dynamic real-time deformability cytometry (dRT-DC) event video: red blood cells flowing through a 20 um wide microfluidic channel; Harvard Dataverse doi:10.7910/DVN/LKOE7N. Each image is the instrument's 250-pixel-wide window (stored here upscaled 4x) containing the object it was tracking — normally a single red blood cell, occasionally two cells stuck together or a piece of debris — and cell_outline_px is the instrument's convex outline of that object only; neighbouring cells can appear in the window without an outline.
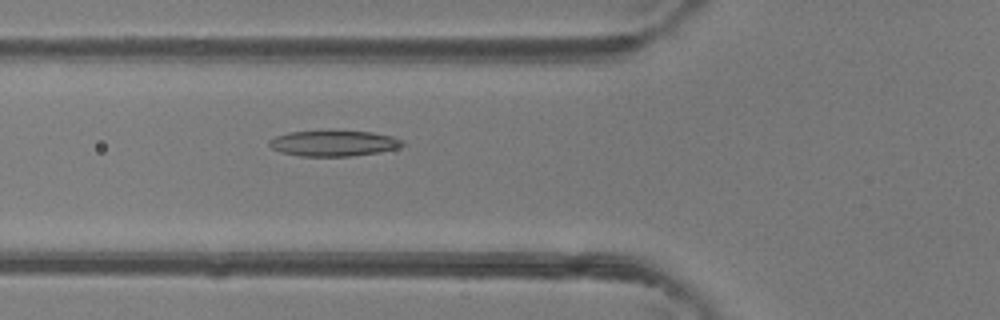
{"species": "common noctule bat (a hibernating species)", "species_latin": "Nyctalus noctula", "temperature_condition": "room temperature", "stored_images_in_passage": 46, "camera_frame_rate_fps": 3000, "um_per_image_px": 0.085, "animal": {"sex": "female"}, "frame": {"image": 1, "passage_image": 17, "time_ms": 5.333, "image_size_px": [1000, 320], "cell_outline_px": [[404, 144], [396, 148], [380, 152], [352, 156], [300, 156], [280, 152], [272, 148], [268, 144], [268, 140], [276, 136], [288, 132], [372, 132], [392, 136], [404, 140]], "centroid_in_image_um": [28.35, 12.2], "position_along_channel_um": 97.4, "area_um2": 19.65}}
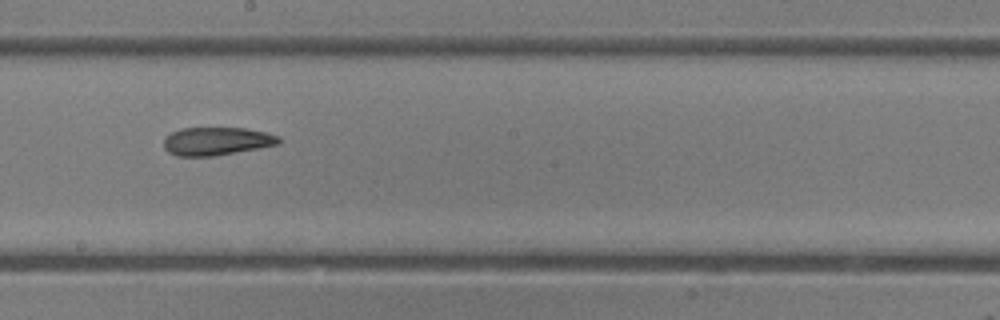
{"frame": {"image": 2, "passage_image": 26, "time_ms": 8.333, "image_size_px": [1000, 320], "cell_outline_px": [[280, 140], [276, 144], [216, 156], [176, 156], [168, 152], [164, 148], [164, 136], [180, 128], [244, 128], [264, 132], [280, 136]], "centroid_in_image_um": [18.34, 12.0], "position_along_channel_um": 229.9, "area_um2": 18.73}}
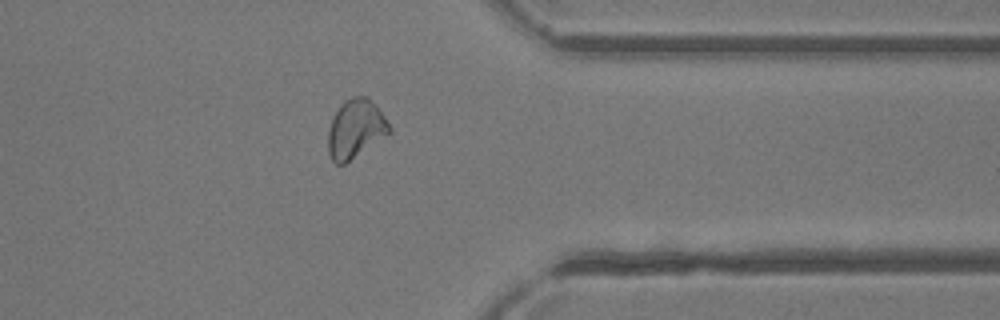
{"frame": {"image": 3, "passage_image": 37, "time_ms": 12.0, "image_size_px": [1000, 320], "cell_outline_px": [[392, 132], [344, 164], [336, 164], [332, 160], [328, 152], [328, 128], [336, 112], [344, 100], [352, 96], [368, 96], [384, 116], [392, 128]], "centroid_in_image_um": [30.23, 10.95], "position_along_channel_um": 381.2, "area_um2": 20.87}, "authors_computed_cell_mechanics": {"area_um2": 20.9814, "velocity_mm_per_s": 4.3927, "shape_relaxation_time_tau1_ms": null, "shape_relaxation_time_tau2_ms": 3.077, "deformation_change_tau1": null, "deformation_change_tau2": 0.1067}}